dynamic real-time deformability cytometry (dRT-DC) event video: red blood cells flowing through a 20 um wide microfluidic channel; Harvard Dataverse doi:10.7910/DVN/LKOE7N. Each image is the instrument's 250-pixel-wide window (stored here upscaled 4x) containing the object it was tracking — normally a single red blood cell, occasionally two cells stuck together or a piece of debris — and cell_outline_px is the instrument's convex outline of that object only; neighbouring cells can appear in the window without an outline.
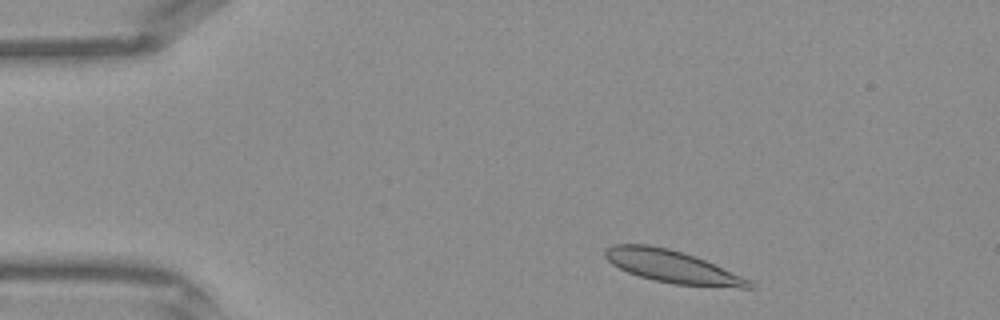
{"species": "Egyptian fruit bat (a non-hibernating species)", "species_latin": "Rousettus aegyptiacus", "temperature_condition": "warm", "stored_images_in_passage": 36, "camera_frame_rate_fps": 3000, "um_per_image_px": 0.085, "frame": {"image": 1, "passage_image": 1, "time_ms": 0.0, "image_size_px": [1000, 320], "cell_outline_px": [[756, 288], [740, 288], [672, 284], [652, 280], [628, 272], [612, 264], [604, 256], [604, 252], [612, 244], [648, 244], [668, 248], [696, 256], [752, 280], [756, 284]], "centroid_in_image_um": [57.2, 22.67], "position_along_channel_um": 27.8, "area_um2": 27.51}}
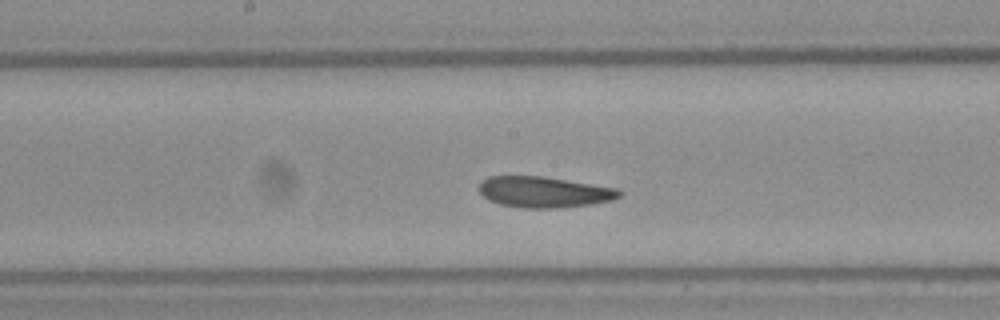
{"frame": {"image": 2, "passage_image": 16, "time_ms": 5.0, "image_size_px": [1000, 320], "cell_outline_px": [[624, 192], [620, 196], [612, 200], [592, 204], [560, 208], [520, 208], [500, 204], [488, 200], [480, 192], [480, 180], [488, 176], [544, 176], [616, 188]], "centroid_in_image_um": [46.24, 16.32], "position_along_channel_um": 202.0, "area_um2": 25.43}}
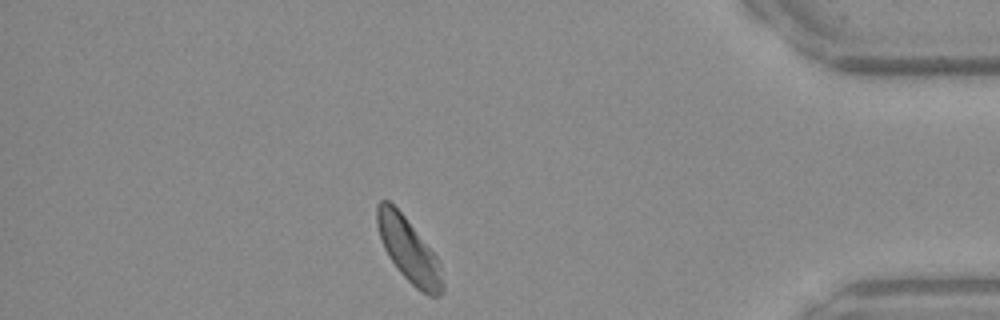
{"frame": {"image": 3, "passage_image": 31, "time_ms": 10.0, "image_size_px": [1000, 320], "cell_outline_px": [[444, 292], [440, 296], [428, 296], [420, 292], [396, 268], [388, 256], [384, 248], [376, 224], [376, 204], [380, 200], [388, 200], [404, 216], [436, 256], [440, 264], [444, 284]], "centroid_in_image_um": [34.74, 21.29], "position_along_channel_um": 400.5, "area_um2": 24.33}}